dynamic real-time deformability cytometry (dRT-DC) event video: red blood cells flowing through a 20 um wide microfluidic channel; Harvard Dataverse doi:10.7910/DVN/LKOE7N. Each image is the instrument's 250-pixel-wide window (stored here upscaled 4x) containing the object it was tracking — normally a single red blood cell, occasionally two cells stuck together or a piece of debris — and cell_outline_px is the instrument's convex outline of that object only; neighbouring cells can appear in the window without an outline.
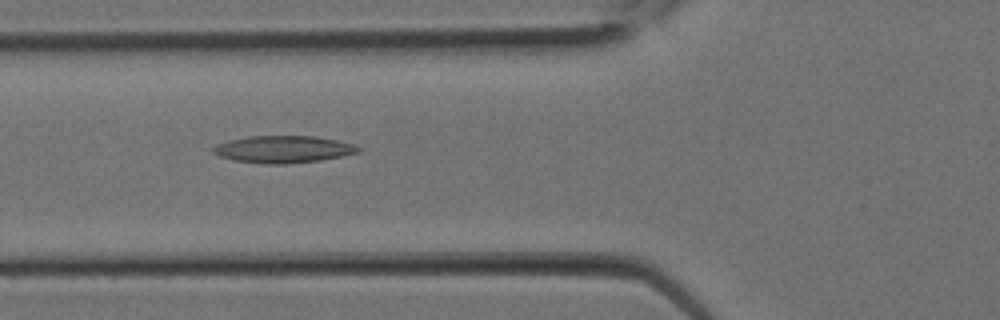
{"species": "Egyptian fruit bat (a non-hibernating species)", "species_latin": "Rousettus aegyptiacus", "temperature_condition": "room temperature", "stored_images_in_passage": 6, "camera_frame_rate_fps": 3000, "um_per_image_px": 0.085, "animal": {"sex": "female"}, "frame": {"image": 1, "passage_image": 3, "time_ms": 0.667, "image_size_px": [1000, 320], "cell_outline_px": [[360, 152], [320, 160], [284, 164], [264, 164], [236, 160], [220, 156], [212, 152], [212, 148], [216, 144], [248, 136], [316, 136], [336, 140], [352, 144], [360, 148]], "centroid_in_image_um": [24.07, 12.68], "position_along_channel_um": 101.7, "area_um2": 22.66}}
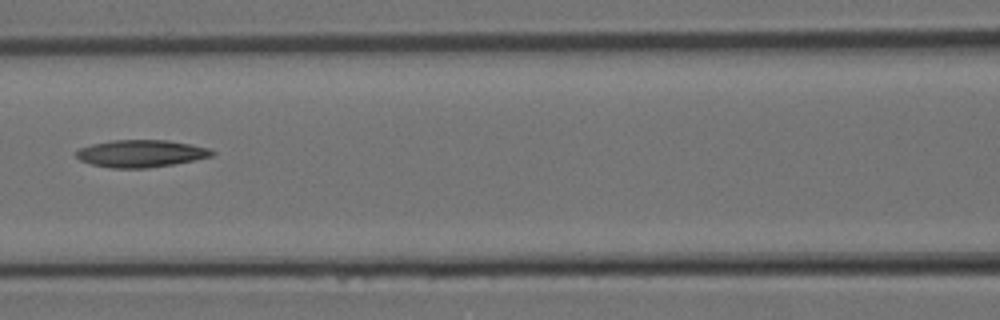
{"frame": {"image": 2, "passage_image": 5, "time_ms": 1.333, "image_size_px": [1000, 320], "cell_outline_px": [[216, 152], [212, 156], [172, 164], [148, 168], [112, 168], [92, 164], [80, 160], [76, 156], [76, 152], [80, 148], [92, 144], [112, 140], [168, 140], [208, 148]], "centroid_in_image_um": [11.96, 13.05], "position_along_channel_um": 154.6, "area_um2": 21.33}}